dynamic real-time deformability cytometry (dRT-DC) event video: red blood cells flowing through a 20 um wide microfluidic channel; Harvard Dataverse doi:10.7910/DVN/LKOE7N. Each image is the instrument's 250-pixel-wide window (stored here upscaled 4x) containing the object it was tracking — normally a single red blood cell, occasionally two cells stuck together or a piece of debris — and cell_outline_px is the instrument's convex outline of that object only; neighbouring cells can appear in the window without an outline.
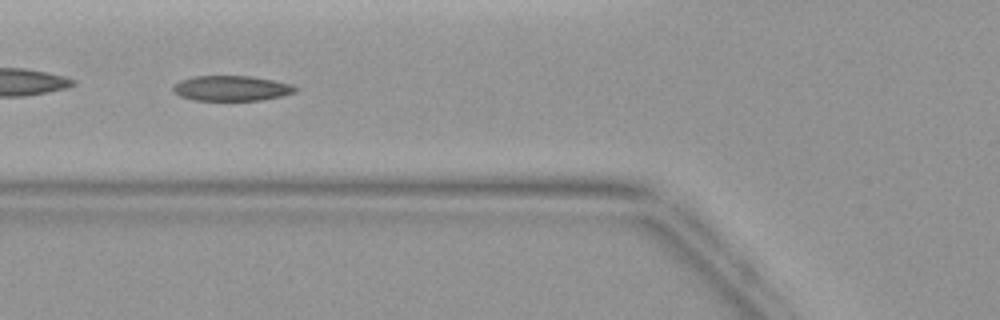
{"species": "common noctule bat (a hibernating species)", "species_latin": "Nyctalus noctula", "temperature_condition": "warm", "stored_images_in_passage": 5, "camera_frame_rate_fps": 3000, "um_per_image_px": 0.085, "animal": {"sex": "female", "body_mass_g": 19.9}, "frame": {"image": 1, "passage_image": 5, "time_ms": 4.667, "image_size_px": [1000, 320], "cell_outline_px": [[296, 92], [284, 96], [260, 100], [196, 100], [180, 96], [172, 88], [172, 84], [180, 80], [192, 76], [252, 76], [292, 84], [296, 88]], "centroid_in_image_um": [19.67, 7.5], "position_along_channel_um": 106.1, "area_um2": 17.98}}